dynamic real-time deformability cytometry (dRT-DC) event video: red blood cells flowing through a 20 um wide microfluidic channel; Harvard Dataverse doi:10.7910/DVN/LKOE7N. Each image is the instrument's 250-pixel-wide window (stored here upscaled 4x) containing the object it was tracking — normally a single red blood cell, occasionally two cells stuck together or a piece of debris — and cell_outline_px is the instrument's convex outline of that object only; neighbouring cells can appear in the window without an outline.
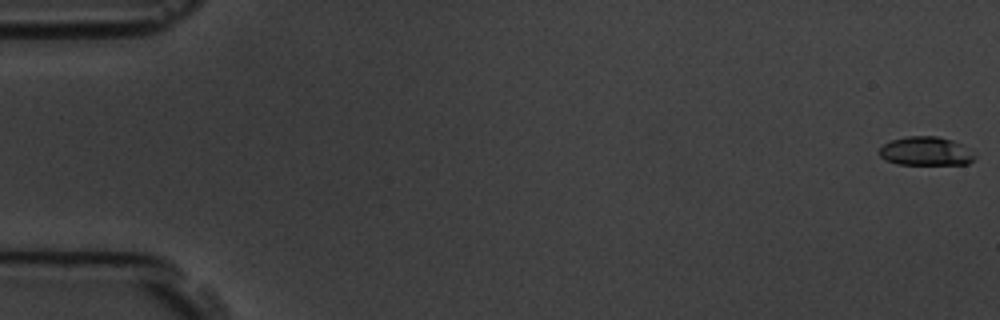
{"species": "common noctule bat (a hibernating species)", "species_latin": "Nyctalus noctula", "temperature_condition": "room temperature", "stored_images_in_passage": 5, "camera_frame_rate_fps": 3000, "um_per_image_px": 0.085, "animal": {"sex": "male", "body_mass_g": 19.5, "forearm_length_mm": 54.6}, "frame": {"image": 1, "passage_image": 1, "time_ms": 0.0, "image_size_px": [1000, 320], "cell_outline_px": [[976, 156], [968, 164], [896, 164], [884, 160], [880, 156], [880, 148], [884, 144], [892, 140], [908, 136], [936, 136], [952, 140], [964, 144]], "centroid_in_image_um": [78.7, 12.85], "position_along_channel_um": 6.3, "area_um2": 16.01}}
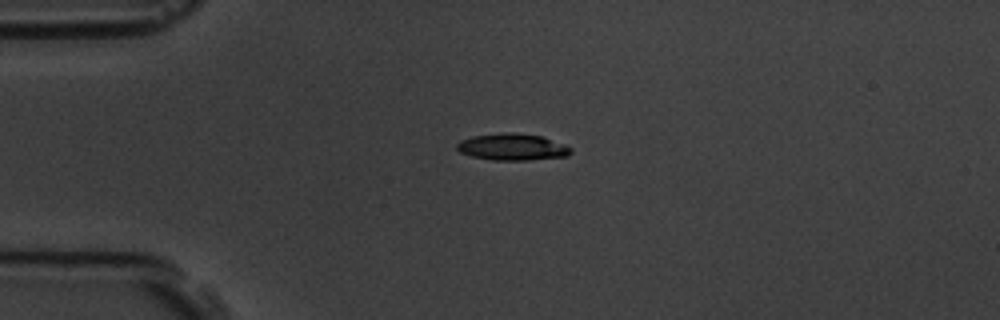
{"frame": {"image": 2, "passage_image": 4, "time_ms": 4.333, "image_size_px": [1000, 320], "cell_outline_px": [[572, 152], [568, 156], [528, 160], [492, 160], [472, 156], [460, 152], [456, 148], [456, 144], [460, 140], [472, 136], [508, 132], [512, 132], [540, 136], [564, 144], [572, 148]], "centroid_in_image_um": [43.54, 12.5], "position_along_channel_um": 41.5, "area_um2": 17.69}}